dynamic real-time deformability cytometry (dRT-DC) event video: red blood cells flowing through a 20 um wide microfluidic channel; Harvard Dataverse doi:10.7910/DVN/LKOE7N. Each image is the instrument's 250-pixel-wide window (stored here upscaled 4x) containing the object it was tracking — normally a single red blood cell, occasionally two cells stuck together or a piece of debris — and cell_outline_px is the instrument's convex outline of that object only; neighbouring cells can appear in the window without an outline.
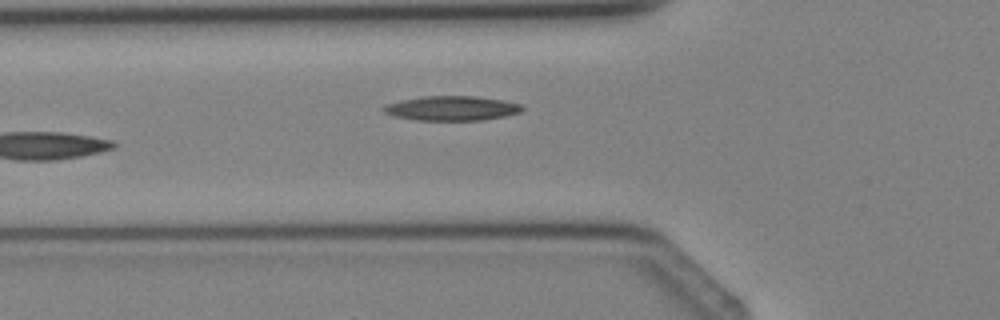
{"species": "Egyptian fruit bat (a non-hibernating species)", "species_latin": "Rousettus aegyptiacus", "temperature_condition": "cold", "stored_images_in_passage": 5, "camera_frame_rate_fps": 3000, "um_per_image_px": 0.085, "animal": {"sex": "female"}, "frame": {"image": 1, "passage_image": 5, "time_ms": 4.667, "image_size_px": [1000, 320], "cell_outline_px": [[524, 108], [520, 112], [504, 116], [484, 120], [416, 120], [392, 116], [384, 112], [380, 108], [388, 104], [400, 100], [420, 96], [472, 96], [504, 100], [520, 104]], "centroid_in_image_um": [38.36, 9.2], "position_along_channel_um": 87.4, "area_um2": 19.88}}